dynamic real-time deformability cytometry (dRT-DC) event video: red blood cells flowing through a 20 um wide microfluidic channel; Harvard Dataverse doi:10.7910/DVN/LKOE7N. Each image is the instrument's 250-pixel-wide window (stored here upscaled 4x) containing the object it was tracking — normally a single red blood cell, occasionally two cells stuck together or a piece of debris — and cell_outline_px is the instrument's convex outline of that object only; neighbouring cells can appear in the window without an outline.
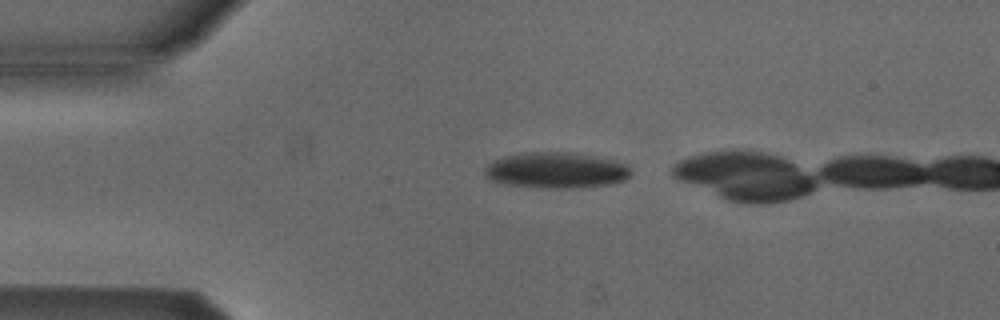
{"species": "Egyptian fruit bat (a non-hibernating species)", "species_latin": "Rousettus aegyptiacus", "temperature_condition": "cold", "stored_images_in_passage": 5, "camera_frame_rate_fps": 3000, "um_per_image_px": 0.085, "animal": {"sex": "male"}, "frame": {"image": 1, "passage_image": 1, "time_ms": 0.0, "image_size_px": [1000, 320], "cell_outline_px": [[632, 172], [624, 180], [608, 184], [564, 188], [556, 188], [504, 184], [488, 180], [484, 176], [484, 168], [492, 160], [504, 156], [524, 152], [576, 152], [612, 160], [628, 164]], "centroid_in_image_um": [47.22, 14.45], "position_along_channel_um": 37.8, "area_um2": 30.58}}